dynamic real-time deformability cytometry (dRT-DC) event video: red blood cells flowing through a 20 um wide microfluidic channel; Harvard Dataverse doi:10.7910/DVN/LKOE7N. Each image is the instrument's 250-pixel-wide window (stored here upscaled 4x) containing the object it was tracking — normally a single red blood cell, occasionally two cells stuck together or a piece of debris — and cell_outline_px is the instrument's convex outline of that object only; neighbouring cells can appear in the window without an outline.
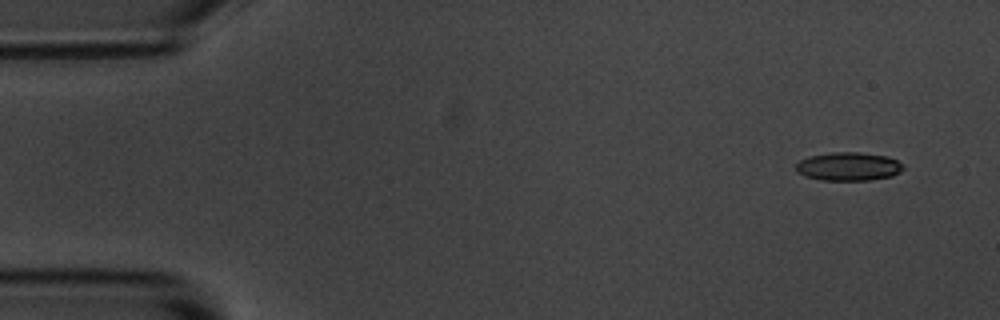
{"species": "common noctule bat (a hibernating species)", "species_latin": "Nyctalus noctula", "temperature_condition": "room temperature", "stored_images_in_passage": 4, "camera_frame_rate_fps": 3000, "um_per_image_px": 0.085, "animal": {"sex": "male", "body_mass_g": 20.1, "forearm_length_mm": 53.5}, "frame": {"image": 1, "passage_image": 1, "time_ms": 0.0, "image_size_px": [1000, 320], "cell_outline_px": [[904, 168], [900, 172], [892, 176], [868, 180], [820, 180], [804, 176], [796, 168], [796, 164], [800, 160], [808, 156], [832, 152], [860, 152], [888, 156], [904, 164]], "centroid_in_image_um": [72.14, 14.14], "position_along_channel_um": 12.9, "area_um2": 17.86}}